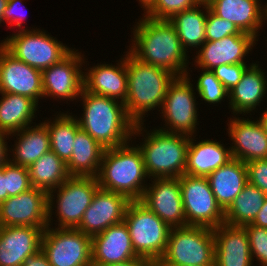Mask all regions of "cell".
<instances>
[{"label":"cell","instance_id":"e575fe53","mask_svg":"<svg viewBox=\"0 0 267 266\" xmlns=\"http://www.w3.org/2000/svg\"><path fill=\"white\" fill-rule=\"evenodd\" d=\"M203 72L198 76L196 92L201 97V101L211 104H221L225 98L229 97V92L224 85L216 78L211 70L202 69Z\"/></svg>","mask_w":267,"mask_h":266},{"label":"cell","instance_id":"4dcf8cb0","mask_svg":"<svg viewBox=\"0 0 267 266\" xmlns=\"http://www.w3.org/2000/svg\"><path fill=\"white\" fill-rule=\"evenodd\" d=\"M203 9H200V8ZM208 13V4L202 0L195 7L181 11L169 21L176 29L181 45L186 52L190 48L197 50L206 41V18ZM190 47V48H189Z\"/></svg>","mask_w":267,"mask_h":266},{"label":"cell","instance_id":"cb8c5ba5","mask_svg":"<svg viewBox=\"0 0 267 266\" xmlns=\"http://www.w3.org/2000/svg\"><path fill=\"white\" fill-rule=\"evenodd\" d=\"M259 1L207 0L206 2L215 15L234 23L242 32L258 38L260 29L266 23L265 6Z\"/></svg>","mask_w":267,"mask_h":266},{"label":"cell","instance_id":"c3c4849f","mask_svg":"<svg viewBox=\"0 0 267 266\" xmlns=\"http://www.w3.org/2000/svg\"><path fill=\"white\" fill-rule=\"evenodd\" d=\"M261 116L258 118L259 123L262 125V128L264 129L266 135H267V108L264 110Z\"/></svg>","mask_w":267,"mask_h":266},{"label":"cell","instance_id":"d4e9b609","mask_svg":"<svg viewBox=\"0 0 267 266\" xmlns=\"http://www.w3.org/2000/svg\"><path fill=\"white\" fill-rule=\"evenodd\" d=\"M259 66V61L252 62V65L244 72L239 83L229 91V109L232 114L246 115L255 111L260 106L267 93V75ZM260 103V104H259Z\"/></svg>","mask_w":267,"mask_h":266},{"label":"cell","instance_id":"7c38bea8","mask_svg":"<svg viewBox=\"0 0 267 266\" xmlns=\"http://www.w3.org/2000/svg\"><path fill=\"white\" fill-rule=\"evenodd\" d=\"M187 226L215 229L224 222V211L217 204L206 177L183 174L179 177Z\"/></svg>","mask_w":267,"mask_h":266},{"label":"cell","instance_id":"f35d334b","mask_svg":"<svg viewBox=\"0 0 267 266\" xmlns=\"http://www.w3.org/2000/svg\"><path fill=\"white\" fill-rule=\"evenodd\" d=\"M206 41L221 40L226 36L242 34V32L234 23L227 21L215 15L208 6L206 18Z\"/></svg>","mask_w":267,"mask_h":266},{"label":"cell","instance_id":"ac0fdd59","mask_svg":"<svg viewBox=\"0 0 267 266\" xmlns=\"http://www.w3.org/2000/svg\"><path fill=\"white\" fill-rule=\"evenodd\" d=\"M258 39L249 33L235 34L221 40L205 41L196 52L194 65L197 68L213 70L226 64L245 62L246 54L252 51Z\"/></svg>","mask_w":267,"mask_h":266},{"label":"cell","instance_id":"d590c367","mask_svg":"<svg viewBox=\"0 0 267 266\" xmlns=\"http://www.w3.org/2000/svg\"><path fill=\"white\" fill-rule=\"evenodd\" d=\"M202 0H155L143 15L153 19L170 20L181 11L195 7Z\"/></svg>","mask_w":267,"mask_h":266},{"label":"cell","instance_id":"bcb514c9","mask_svg":"<svg viewBox=\"0 0 267 266\" xmlns=\"http://www.w3.org/2000/svg\"><path fill=\"white\" fill-rule=\"evenodd\" d=\"M108 266H156V264L153 261L139 257L137 259L130 260L128 262H122Z\"/></svg>","mask_w":267,"mask_h":266},{"label":"cell","instance_id":"ee69618b","mask_svg":"<svg viewBox=\"0 0 267 266\" xmlns=\"http://www.w3.org/2000/svg\"><path fill=\"white\" fill-rule=\"evenodd\" d=\"M9 137V134L0 133V168L10 160V148H8V142H6Z\"/></svg>","mask_w":267,"mask_h":266},{"label":"cell","instance_id":"2e32d148","mask_svg":"<svg viewBox=\"0 0 267 266\" xmlns=\"http://www.w3.org/2000/svg\"><path fill=\"white\" fill-rule=\"evenodd\" d=\"M0 92L43 98L42 72L16 59L0 44Z\"/></svg>","mask_w":267,"mask_h":266},{"label":"cell","instance_id":"1f68e13d","mask_svg":"<svg viewBox=\"0 0 267 266\" xmlns=\"http://www.w3.org/2000/svg\"><path fill=\"white\" fill-rule=\"evenodd\" d=\"M266 195L253 184L247 182L224 211V222L232 226L251 224L263 206Z\"/></svg>","mask_w":267,"mask_h":266},{"label":"cell","instance_id":"836d02e7","mask_svg":"<svg viewBox=\"0 0 267 266\" xmlns=\"http://www.w3.org/2000/svg\"><path fill=\"white\" fill-rule=\"evenodd\" d=\"M71 114L60 111L55 119L43 122L48 128L51 150L65 163L71 158L76 132L80 129L76 116Z\"/></svg>","mask_w":267,"mask_h":266},{"label":"cell","instance_id":"5bb4252c","mask_svg":"<svg viewBox=\"0 0 267 266\" xmlns=\"http://www.w3.org/2000/svg\"><path fill=\"white\" fill-rule=\"evenodd\" d=\"M48 226V192L30 188L0 204V227Z\"/></svg>","mask_w":267,"mask_h":266},{"label":"cell","instance_id":"9a60e30c","mask_svg":"<svg viewBox=\"0 0 267 266\" xmlns=\"http://www.w3.org/2000/svg\"><path fill=\"white\" fill-rule=\"evenodd\" d=\"M139 201L170 228L187 226L179 178H153Z\"/></svg>","mask_w":267,"mask_h":266},{"label":"cell","instance_id":"4fadbf2b","mask_svg":"<svg viewBox=\"0 0 267 266\" xmlns=\"http://www.w3.org/2000/svg\"><path fill=\"white\" fill-rule=\"evenodd\" d=\"M75 48L60 62L42 70L43 97L74 101L84 88V55ZM78 97V98H77ZM77 98V99H76Z\"/></svg>","mask_w":267,"mask_h":266},{"label":"cell","instance_id":"7dc6e473","mask_svg":"<svg viewBox=\"0 0 267 266\" xmlns=\"http://www.w3.org/2000/svg\"><path fill=\"white\" fill-rule=\"evenodd\" d=\"M8 199L5 165L0 168V204Z\"/></svg>","mask_w":267,"mask_h":266},{"label":"cell","instance_id":"f1b7e54d","mask_svg":"<svg viewBox=\"0 0 267 266\" xmlns=\"http://www.w3.org/2000/svg\"><path fill=\"white\" fill-rule=\"evenodd\" d=\"M105 148L81 128L76 132L73 151L66 163L70 176L97 177Z\"/></svg>","mask_w":267,"mask_h":266},{"label":"cell","instance_id":"b9f144b4","mask_svg":"<svg viewBox=\"0 0 267 266\" xmlns=\"http://www.w3.org/2000/svg\"><path fill=\"white\" fill-rule=\"evenodd\" d=\"M22 2L23 0H8L7 6L3 12V23L7 22V24L10 25L9 27H13L15 24V26L18 27L19 30H25L24 26L23 28H21V24L24 23L23 19L25 18V15L22 12H20L19 14L17 12L18 7L23 10Z\"/></svg>","mask_w":267,"mask_h":266},{"label":"cell","instance_id":"6da1fadb","mask_svg":"<svg viewBox=\"0 0 267 266\" xmlns=\"http://www.w3.org/2000/svg\"><path fill=\"white\" fill-rule=\"evenodd\" d=\"M142 17L132 28V46L128 50L142 62L167 69L177 77L185 76L190 57L173 24L169 20Z\"/></svg>","mask_w":267,"mask_h":266},{"label":"cell","instance_id":"681fc988","mask_svg":"<svg viewBox=\"0 0 267 266\" xmlns=\"http://www.w3.org/2000/svg\"><path fill=\"white\" fill-rule=\"evenodd\" d=\"M138 2L145 13L154 4L155 0H139Z\"/></svg>","mask_w":267,"mask_h":266},{"label":"cell","instance_id":"484cf974","mask_svg":"<svg viewBox=\"0 0 267 266\" xmlns=\"http://www.w3.org/2000/svg\"><path fill=\"white\" fill-rule=\"evenodd\" d=\"M195 137L189 139L184 174L207 177L233 159L231 149L221 141L204 139L196 142Z\"/></svg>","mask_w":267,"mask_h":266},{"label":"cell","instance_id":"ba28073f","mask_svg":"<svg viewBox=\"0 0 267 266\" xmlns=\"http://www.w3.org/2000/svg\"><path fill=\"white\" fill-rule=\"evenodd\" d=\"M124 222L136 255L157 264L166 250L171 228L139 200L129 203Z\"/></svg>","mask_w":267,"mask_h":266},{"label":"cell","instance_id":"d6a6232c","mask_svg":"<svg viewBox=\"0 0 267 266\" xmlns=\"http://www.w3.org/2000/svg\"><path fill=\"white\" fill-rule=\"evenodd\" d=\"M31 186L50 192L60 186L70 175L66 163L52 150L28 167Z\"/></svg>","mask_w":267,"mask_h":266},{"label":"cell","instance_id":"7402d4cb","mask_svg":"<svg viewBox=\"0 0 267 266\" xmlns=\"http://www.w3.org/2000/svg\"><path fill=\"white\" fill-rule=\"evenodd\" d=\"M117 65L97 64L83 72L84 89L90 93L106 96L125 103L128 87L126 54Z\"/></svg>","mask_w":267,"mask_h":266},{"label":"cell","instance_id":"8fae6325","mask_svg":"<svg viewBox=\"0 0 267 266\" xmlns=\"http://www.w3.org/2000/svg\"><path fill=\"white\" fill-rule=\"evenodd\" d=\"M41 250L51 266H92L91 237L77 228L47 226L43 231Z\"/></svg>","mask_w":267,"mask_h":266},{"label":"cell","instance_id":"7bdbcfd3","mask_svg":"<svg viewBox=\"0 0 267 266\" xmlns=\"http://www.w3.org/2000/svg\"><path fill=\"white\" fill-rule=\"evenodd\" d=\"M22 266H51L46 254L39 250L36 254L29 256Z\"/></svg>","mask_w":267,"mask_h":266},{"label":"cell","instance_id":"603a6c76","mask_svg":"<svg viewBox=\"0 0 267 266\" xmlns=\"http://www.w3.org/2000/svg\"><path fill=\"white\" fill-rule=\"evenodd\" d=\"M215 266H254L247 232L226 223L213 229Z\"/></svg>","mask_w":267,"mask_h":266},{"label":"cell","instance_id":"83f0119b","mask_svg":"<svg viewBox=\"0 0 267 266\" xmlns=\"http://www.w3.org/2000/svg\"><path fill=\"white\" fill-rule=\"evenodd\" d=\"M17 136L14 149L10 148V162L28 168L46 152L51 150L47 126L42 122L26 126L21 131L9 135ZM13 157H12V156ZM12 159V160H11Z\"/></svg>","mask_w":267,"mask_h":266},{"label":"cell","instance_id":"8992f818","mask_svg":"<svg viewBox=\"0 0 267 266\" xmlns=\"http://www.w3.org/2000/svg\"><path fill=\"white\" fill-rule=\"evenodd\" d=\"M213 229L204 226L171 228L166 250L156 266H215Z\"/></svg>","mask_w":267,"mask_h":266},{"label":"cell","instance_id":"f546056e","mask_svg":"<svg viewBox=\"0 0 267 266\" xmlns=\"http://www.w3.org/2000/svg\"><path fill=\"white\" fill-rule=\"evenodd\" d=\"M0 133L12 134L30 126L38 104L31 98L0 92Z\"/></svg>","mask_w":267,"mask_h":266},{"label":"cell","instance_id":"9c48e42d","mask_svg":"<svg viewBox=\"0 0 267 266\" xmlns=\"http://www.w3.org/2000/svg\"><path fill=\"white\" fill-rule=\"evenodd\" d=\"M0 44L16 59L41 71L60 62L73 50L37 27L16 30Z\"/></svg>","mask_w":267,"mask_h":266},{"label":"cell","instance_id":"e0dca14e","mask_svg":"<svg viewBox=\"0 0 267 266\" xmlns=\"http://www.w3.org/2000/svg\"><path fill=\"white\" fill-rule=\"evenodd\" d=\"M130 202L123 194L99 188L77 229L90 237L102 233L108 227L124 221Z\"/></svg>","mask_w":267,"mask_h":266},{"label":"cell","instance_id":"5b68a950","mask_svg":"<svg viewBox=\"0 0 267 266\" xmlns=\"http://www.w3.org/2000/svg\"><path fill=\"white\" fill-rule=\"evenodd\" d=\"M145 128L144 122L135 124L132 136L135 137L134 139L136 135L137 137L143 136V142L137 146L143 154L145 169L149 179L151 178L150 181L153 178L181 177L186 167L190 136L169 133L158 128L148 131Z\"/></svg>","mask_w":267,"mask_h":266},{"label":"cell","instance_id":"44dd1931","mask_svg":"<svg viewBox=\"0 0 267 266\" xmlns=\"http://www.w3.org/2000/svg\"><path fill=\"white\" fill-rule=\"evenodd\" d=\"M92 266H108L139 258L125 222L112 225L91 237Z\"/></svg>","mask_w":267,"mask_h":266},{"label":"cell","instance_id":"74e56055","mask_svg":"<svg viewBox=\"0 0 267 266\" xmlns=\"http://www.w3.org/2000/svg\"><path fill=\"white\" fill-rule=\"evenodd\" d=\"M243 227L249 238L253 262H258L257 265L259 266H267V228H260L251 224Z\"/></svg>","mask_w":267,"mask_h":266},{"label":"cell","instance_id":"277c9868","mask_svg":"<svg viewBox=\"0 0 267 266\" xmlns=\"http://www.w3.org/2000/svg\"><path fill=\"white\" fill-rule=\"evenodd\" d=\"M131 145L129 141L105 149L97 179L101 189L123 194L135 201L142 198L149 177L140 148Z\"/></svg>","mask_w":267,"mask_h":266},{"label":"cell","instance_id":"4316f807","mask_svg":"<svg viewBox=\"0 0 267 266\" xmlns=\"http://www.w3.org/2000/svg\"><path fill=\"white\" fill-rule=\"evenodd\" d=\"M217 204L225 211L248 182L245 162L231 159L206 177Z\"/></svg>","mask_w":267,"mask_h":266},{"label":"cell","instance_id":"30bf717a","mask_svg":"<svg viewBox=\"0 0 267 266\" xmlns=\"http://www.w3.org/2000/svg\"><path fill=\"white\" fill-rule=\"evenodd\" d=\"M189 71L183 77H176L168 87L160 112L165 122L164 127L158 128L162 131L188 136L196 134L199 109Z\"/></svg>","mask_w":267,"mask_h":266},{"label":"cell","instance_id":"f6af8a7d","mask_svg":"<svg viewBox=\"0 0 267 266\" xmlns=\"http://www.w3.org/2000/svg\"><path fill=\"white\" fill-rule=\"evenodd\" d=\"M251 225L260 228H267V196L264 200L263 206L261 207Z\"/></svg>","mask_w":267,"mask_h":266},{"label":"cell","instance_id":"816d5d0a","mask_svg":"<svg viewBox=\"0 0 267 266\" xmlns=\"http://www.w3.org/2000/svg\"><path fill=\"white\" fill-rule=\"evenodd\" d=\"M265 21H267V3L265 4Z\"/></svg>","mask_w":267,"mask_h":266},{"label":"cell","instance_id":"ffe728a7","mask_svg":"<svg viewBox=\"0 0 267 266\" xmlns=\"http://www.w3.org/2000/svg\"><path fill=\"white\" fill-rule=\"evenodd\" d=\"M46 227H0V266H22L29 256L41 250Z\"/></svg>","mask_w":267,"mask_h":266},{"label":"cell","instance_id":"7a4b0ae2","mask_svg":"<svg viewBox=\"0 0 267 266\" xmlns=\"http://www.w3.org/2000/svg\"><path fill=\"white\" fill-rule=\"evenodd\" d=\"M79 98L84 110L81 117L76 115V119L80 128L94 140L105 149L132 142L136 123L128 116L124 103L84 88Z\"/></svg>","mask_w":267,"mask_h":266},{"label":"cell","instance_id":"f907efd6","mask_svg":"<svg viewBox=\"0 0 267 266\" xmlns=\"http://www.w3.org/2000/svg\"><path fill=\"white\" fill-rule=\"evenodd\" d=\"M8 0H0V24L3 22V12L7 6Z\"/></svg>","mask_w":267,"mask_h":266},{"label":"cell","instance_id":"3957f363","mask_svg":"<svg viewBox=\"0 0 267 266\" xmlns=\"http://www.w3.org/2000/svg\"><path fill=\"white\" fill-rule=\"evenodd\" d=\"M126 53L125 109L136 124L143 123L148 111L161 110L168 87L177 76L167 69L140 61L129 50Z\"/></svg>","mask_w":267,"mask_h":266},{"label":"cell","instance_id":"52a82bcc","mask_svg":"<svg viewBox=\"0 0 267 266\" xmlns=\"http://www.w3.org/2000/svg\"><path fill=\"white\" fill-rule=\"evenodd\" d=\"M99 188L97 177L69 176L60 186L48 192V226L52 225V212L57 209L55 218L58 221L55 222L58 226L55 228H77Z\"/></svg>","mask_w":267,"mask_h":266},{"label":"cell","instance_id":"60d3db41","mask_svg":"<svg viewBox=\"0 0 267 266\" xmlns=\"http://www.w3.org/2000/svg\"><path fill=\"white\" fill-rule=\"evenodd\" d=\"M248 182L258 187L267 196V159L246 163Z\"/></svg>","mask_w":267,"mask_h":266},{"label":"cell","instance_id":"d6986e66","mask_svg":"<svg viewBox=\"0 0 267 266\" xmlns=\"http://www.w3.org/2000/svg\"><path fill=\"white\" fill-rule=\"evenodd\" d=\"M230 118L228 136L233 159L248 163L256 159H267V135L258 119L250 120L249 117Z\"/></svg>","mask_w":267,"mask_h":266},{"label":"cell","instance_id":"ab89813d","mask_svg":"<svg viewBox=\"0 0 267 266\" xmlns=\"http://www.w3.org/2000/svg\"><path fill=\"white\" fill-rule=\"evenodd\" d=\"M252 64L238 63V64H223L213 70H211L216 78L224 85L226 90L229 92L233 89L239 81L242 79L244 72Z\"/></svg>","mask_w":267,"mask_h":266},{"label":"cell","instance_id":"8d00e7d4","mask_svg":"<svg viewBox=\"0 0 267 266\" xmlns=\"http://www.w3.org/2000/svg\"><path fill=\"white\" fill-rule=\"evenodd\" d=\"M5 178L8 198L32 188L28 168L13 164L10 161L5 164Z\"/></svg>","mask_w":267,"mask_h":266}]
</instances>
